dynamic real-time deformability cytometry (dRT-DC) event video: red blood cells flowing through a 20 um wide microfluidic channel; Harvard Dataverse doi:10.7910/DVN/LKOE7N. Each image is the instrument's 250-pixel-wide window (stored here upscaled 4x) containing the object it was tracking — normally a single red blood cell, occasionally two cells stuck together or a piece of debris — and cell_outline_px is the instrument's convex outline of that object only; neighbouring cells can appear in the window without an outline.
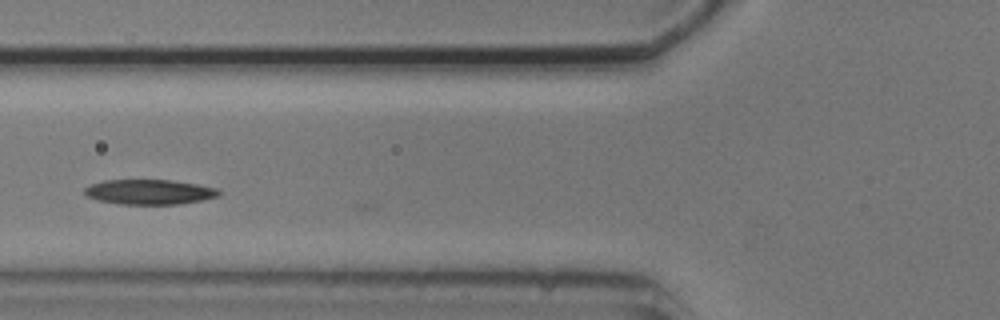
{"species": "common noctule bat (a hibernating species)", "species_latin": "Nyctalus noctula", "temperature_condition": "cold", "stored_images_in_passage": 3, "camera_frame_rate_fps": 3000, "um_per_image_px": 0.085, "animal": {"sex": "male", "body_mass_g": 20.5, "forearm_length_mm": 52.5}, "frame": {"image": 1, "passage_image": 3, "time_ms": 2.0, "image_size_px": [1000, 320], "cell_outline_px": [[220, 196], [200, 200], [176, 204], [120, 204], [96, 200], [88, 196], [84, 192], [84, 188], [92, 184], [104, 180], [172, 180], [220, 188]], "centroid_in_image_um": [12.71, 16.31], "position_along_channel_um": 113.1, "area_um2": 19.48}}